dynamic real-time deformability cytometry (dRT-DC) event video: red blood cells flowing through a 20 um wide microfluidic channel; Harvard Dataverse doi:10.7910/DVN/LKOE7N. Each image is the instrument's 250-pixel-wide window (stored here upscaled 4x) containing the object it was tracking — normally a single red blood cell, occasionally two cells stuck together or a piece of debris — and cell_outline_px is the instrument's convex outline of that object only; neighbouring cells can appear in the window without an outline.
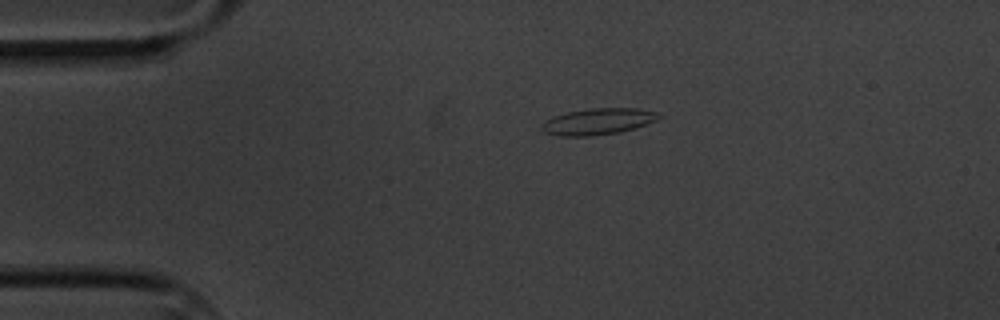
{"species": "common noctule bat (a hibernating species)", "species_latin": "Nyctalus noctula", "temperature_condition": "cold", "stored_images_in_passage": 3, "camera_frame_rate_fps": 3000, "um_per_image_px": 0.085, "animal": {"sex": "male", "body_mass_g": 20.1, "forearm_length_mm": 53.5}, "frame": {"image": 1, "passage_image": 1, "time_ms": 0.0, "image_size_px": [1000, 320], "cell_outline_px": [[664, 116], [656, 120], [620, 132], [588, 136], [560, 136], [544, 132], [540, 128], [540, 124], [544, 120], [568, 112], [588, 108], [636, 108], [656, 112]], "centroid_in_image_um": [50.79, 10.32], "position_along_channel_um": 34.2, "area_um2": 17.86}}
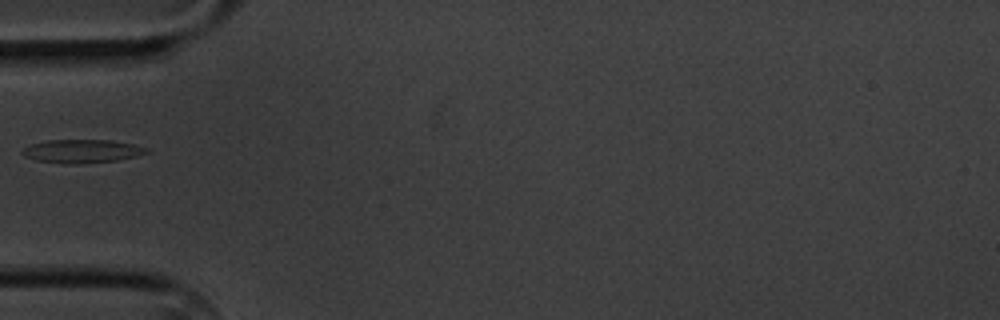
{"frame": {"image": 2, "passage_image": 3, "time_ms": 2.333, "image_size_px": [1000, 320], "cell_outline_px": [[148, 152], [136, 156], [116, 160], [76, 164], [72, 164], [36, 160], [24, 156], [20, 152], [24, 148], [32, 144], [48, 140], [108, 140], [132, 144], [148, 148]], "centroid_in_image_um": [6.94, 12.85], "position_along_channel_um": 78.1, "area_um2": 16.65}}